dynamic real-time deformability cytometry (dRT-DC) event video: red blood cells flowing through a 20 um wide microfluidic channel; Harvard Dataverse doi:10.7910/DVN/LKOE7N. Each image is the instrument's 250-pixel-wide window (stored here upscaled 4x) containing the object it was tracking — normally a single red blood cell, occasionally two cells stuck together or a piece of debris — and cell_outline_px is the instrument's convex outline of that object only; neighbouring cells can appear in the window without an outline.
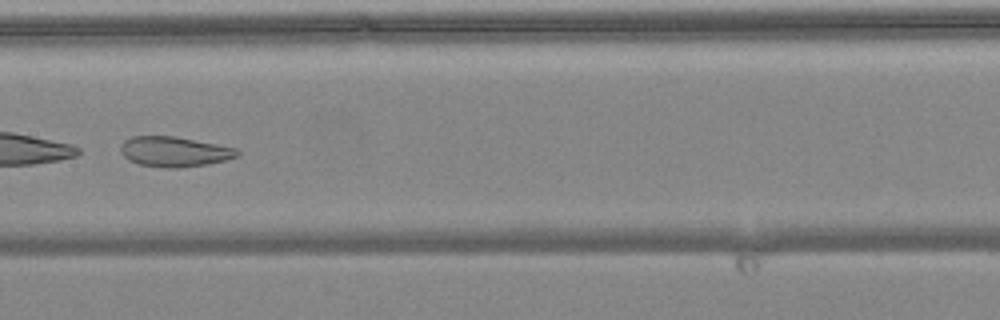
{"species": "common noctule bat (a hibernating species)", "species_latin": "Nyctalus noctula", "temperature_condition": "warm", "stored_images_in_passage": 6, "camera_frame_rate_fps": 3000, "um_per_image_px": 0.085, "animal": {"sex": "female", "body_mass_g": 24.6, "forearm_length_mm": 56.2}, "frame": {"image": 1, "passage_image": 6, "time_ms": 1.667, "image_size_px": [1000, 320], "cell_outline_px": [[240, 156], [208, 164], [180, 168], [164, 168], [140, 164], [128, 160], [120, 152], [120, 144], [124, 140], [132, 136], [176, 136], [236, 148], [240, 152]], "centroid_in_image_um": [14.8, 12.89], "position_along_channel_um": 192.6, "area_um2": 20.63}}